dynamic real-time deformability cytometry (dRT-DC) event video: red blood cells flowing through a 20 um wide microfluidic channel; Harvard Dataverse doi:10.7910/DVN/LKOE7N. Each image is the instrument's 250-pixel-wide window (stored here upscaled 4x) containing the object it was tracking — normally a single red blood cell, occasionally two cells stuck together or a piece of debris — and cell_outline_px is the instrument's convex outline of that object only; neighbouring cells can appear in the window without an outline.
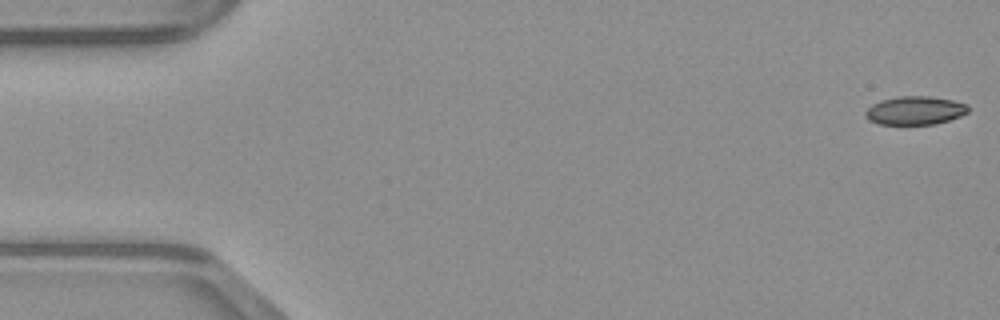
{"species": "common noctule bat (a hibernating species)", "species_latin": "Nyctalus noctula", "temperature_condition": "warm", "stored_images_in_passage": 15, "camera_frame_rate_fps": 3000, "um_per_image_px": 0.085, "animal": {"sex": "male", "body_mass_g": 23.1, "forearm_length_mm": 52.7}, "frame": {"image": 1, "passage_image": 1, "time_ms": 0.0, "image_size_px": [1000, 320], "cell_outline_px": [[968, 112], [960, 116], [936, 124], [880, 124], [868, 120], [864, 116], [864, 112], [872, 104], [880, 100], [896, 96], [928, 96], [952, 100], [968, 104]], "centroid_in_image_um": [77.75, 9.38], "position_along_channel_um": 7.3, "area_um2": 17.11}}
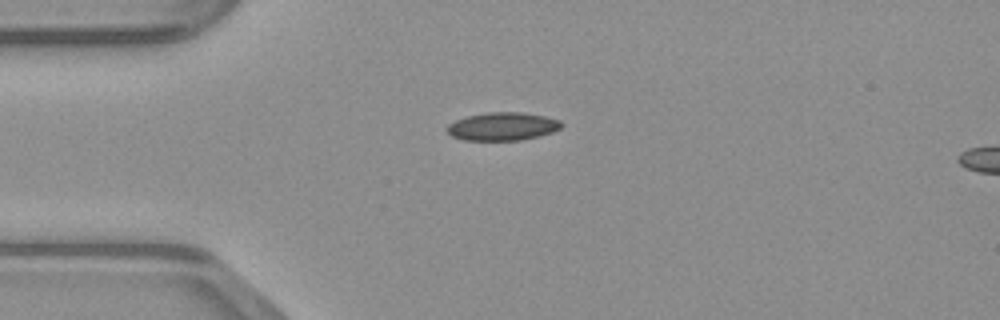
{"frame": {"image": 2, "passage_image": 12, "time_ms": 3.667, "image_size_px": [1000, 320], "cell_outline_px": [[564, 124], [560, 128], [552, 132], [520, 140], [464, 140], [452, 136], [444, 128], [448, 124], [456, 120], [468, 116], [488, 112], [520, 112], [544, 116], [560, 120]], "centroid_in_image_um": [42.7, 10.74], "position_along_channel_um": 42.3, "area_um2": 18.61}}